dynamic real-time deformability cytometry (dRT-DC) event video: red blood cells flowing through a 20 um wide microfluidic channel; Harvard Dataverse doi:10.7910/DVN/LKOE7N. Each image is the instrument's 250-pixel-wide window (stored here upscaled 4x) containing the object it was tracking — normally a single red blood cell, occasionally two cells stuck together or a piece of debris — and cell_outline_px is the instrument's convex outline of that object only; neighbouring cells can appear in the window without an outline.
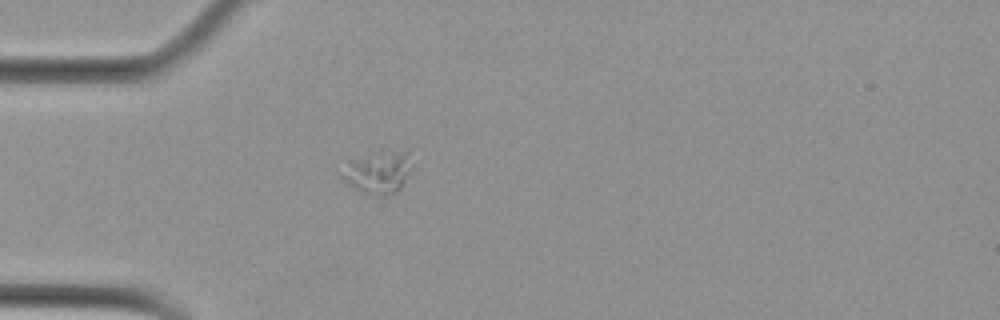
{"species": "Egyptian fruit bat (a non-hibernating species)", "species_latin": "Rousettus aegyptiacus", "temperature_condition": "cold", "stored_images_in_passage": 2, "camera_frame_rate_fps": 3000, "um_per_image_px": 0.085, "animal": {"sex": "female"}, "frame": {"image": 1, "passage_image": 1, "time_ms": 0.0, "image_size_px": [1000, 320], "cell_outline_px": [[416, 164], [400, 188], [396, 192], [384, 196], [376, 196], [364, 192], [348, 184], [336, 172], [348, 160], [380, 148], [412, 148]], "centroid_in_image_um": [32.23, 14.5], "position_along_channel_um": 52.8, "area_um2": 19.25}}